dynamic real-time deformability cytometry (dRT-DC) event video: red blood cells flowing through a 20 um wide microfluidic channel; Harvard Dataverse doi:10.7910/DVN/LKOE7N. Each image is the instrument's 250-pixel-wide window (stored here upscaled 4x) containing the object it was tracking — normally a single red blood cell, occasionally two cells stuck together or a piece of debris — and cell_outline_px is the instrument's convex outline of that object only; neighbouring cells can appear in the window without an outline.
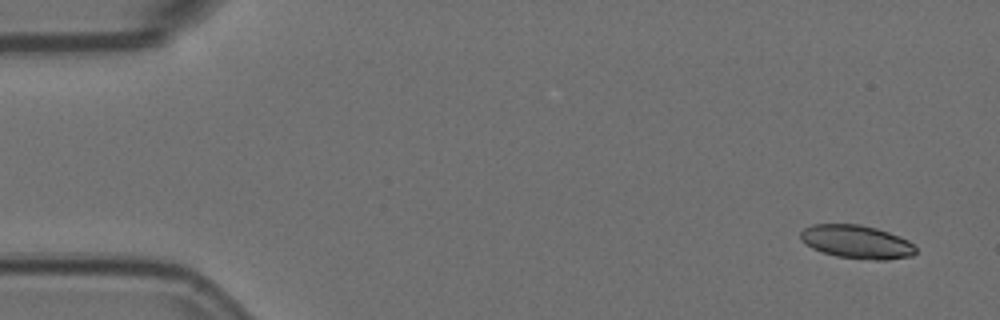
{"species": "Egyptian fruit bat (a non-hibernating species)", "species_latin": "Rousettus aegyptiacus", "temperature_condition": "room temperature", "stored_images_in_passage": 54, "camera_frame_rate_fps": 3000, "um_per_image_px": 0.085, "animal": {"sex": "female"}, "frame": {"image": 1, "passage_image": 1, "time_ms": 0.0, "image_size_px": [1000, 320], "cell_outline_px": [[916, 252], [912, 256], [888, 260], [876, 260], [836, 256], [812, 248], [800, 240], [800, 232], [804, 228], [812, 224], [860, 224], [876, 228], [900, 236], [908, 240], [916, 248]], "centroid_in_image_um": [72.82, 20.55], "position_along_channel_um": 12.2, "area_um2": 22.43}}
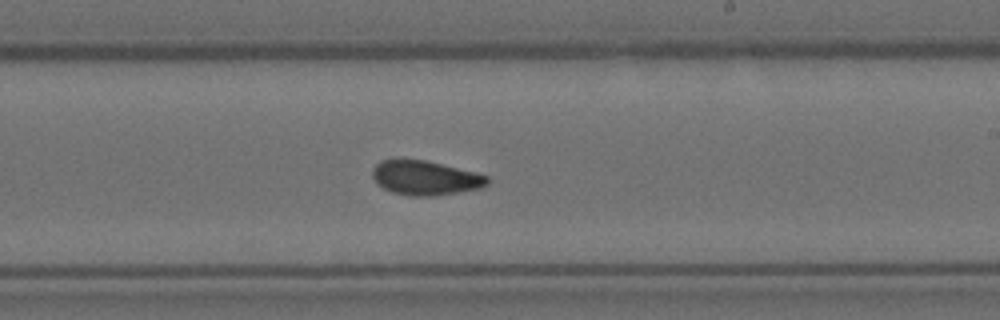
{"frame": {"image": 2, "passage_image": 31, "time_ms": 10.0, "image_size_px": [1000, 320], "cell_outline_px": [[492, 180], [488, 184], [480, 188], [432, 196], [412, 196], [392, 192], [376, 184], [372, 176], [372, 168], [380, 160], [424, 160], [476, 172], [488, 176]], "centroid_in_image_um": [36.15, 15.12], "position_along_channel_um": 252.9, "area_um2": 22.95}}
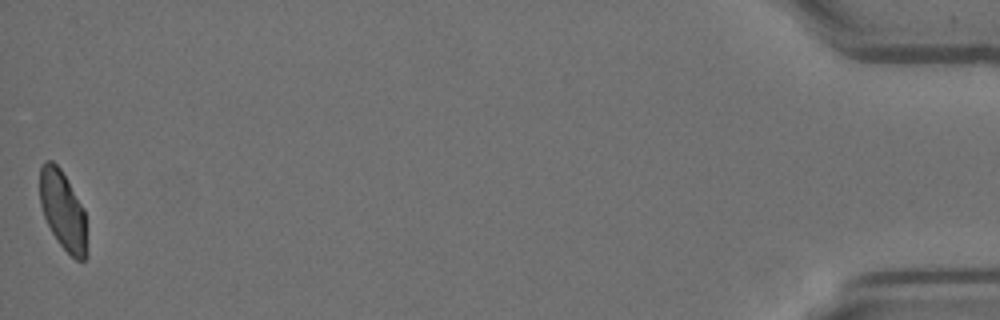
{"frame": {"image": 3, "passage_image": 54, "time_ms": 17.667, "image_size_px": [1000, 320], "cell_outline_px": [[88, 252], [84, 260], [76, 260], [56, 240], [44, 216], [40, 204], [40, 168], [44, 160], [52, 160], [60, 168], [84, 208]], "centroid_in_image_um": [5.36, 17.89], "position_along_channel_um": 429.8, "area_um2": 21.68}, "authors_computed_cell_mechanics": {"area_um2": 23.0333, "velocity_mm_per_s": 3.5895, "shape_relaxation_time_tau1_ms": 4.1247, "shape_relaxation_time_tau2_ms": 2.0932, "deformation_change_tau1": 0.1165, "deformation_change_tau2": 0.0721}}